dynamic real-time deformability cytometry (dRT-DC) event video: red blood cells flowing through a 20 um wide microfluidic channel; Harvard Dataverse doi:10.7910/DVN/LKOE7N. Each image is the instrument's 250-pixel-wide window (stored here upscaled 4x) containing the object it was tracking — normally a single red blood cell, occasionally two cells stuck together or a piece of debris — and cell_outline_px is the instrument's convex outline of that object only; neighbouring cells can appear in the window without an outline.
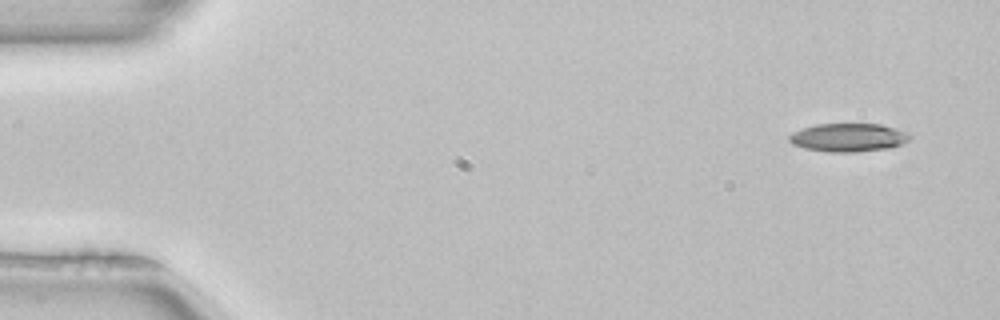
{"species": "common noctule bat (a hibernating species)", "species_latin": "Nyctalus noctula", "temperature_condition": "room temperature", "stored_images_in_passage": 2, "camera_frame_rate_fps": 3000, "um_per_image_px": 0.085, "animal": {"sex": "female", "body_mass_g": 22.7, "forearm_length_mm": 54.2}, "frame": {"image": 1, "passage_image": 1, "time_ms": 0.0, "image_size_px": [1000, 320], "cell_outline_px": [[912, 136], [908, 140], [892, 148], [856, 152], [832, 152], [804, 148], [792, 144], [788, 140], [788, 136], [792, 132], [816, 124], [880, 124], [908, 132]], "centroid_in_image_um": [72.11, 11.69], "position_along_channel_um": 12.9, "area_um2": 19.94}}